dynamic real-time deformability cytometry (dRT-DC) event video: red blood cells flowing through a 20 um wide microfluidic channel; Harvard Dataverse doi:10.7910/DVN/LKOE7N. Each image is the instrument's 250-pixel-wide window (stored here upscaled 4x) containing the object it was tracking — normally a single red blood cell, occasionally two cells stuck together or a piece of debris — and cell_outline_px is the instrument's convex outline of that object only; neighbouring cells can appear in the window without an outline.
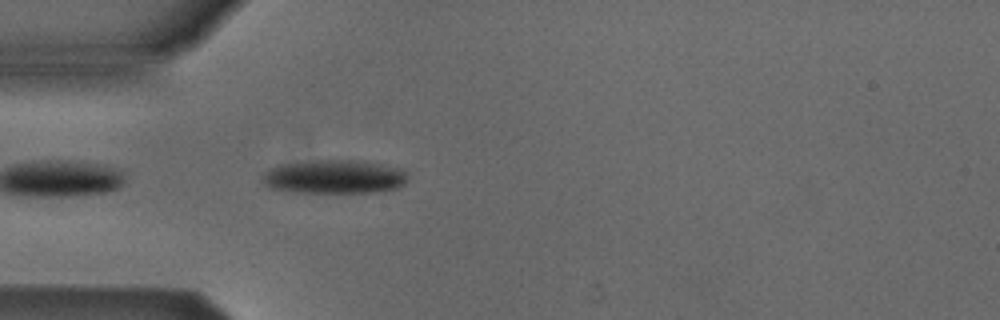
{"species": "Egyptian fruit bat (a non-hibernating species)", "species_latin": "Rousettus aegyptiacus", "temperature_condition": "cold", "stored_images_in_passage": 22, "camera_frame_rate_fps": 3000, "um_per_image_px": 0.085, "animal": {"sex": "male"}, "frame": {"image": 1, "passage_image": 1, "time_ms": 0.0, "image_size_px": [1000, 320], "cell_outline_px": [[408, 180], [404, 184], [396, 188], [372, 192], [292, 192], [268, 188], [264, 184], [260, 176], [264, 172], [280, 164], [316, 160], [352, 160], [380, 164], [404, 168], [408, 172]], "centroid_in_image_um": [28.41, 15.02], "position_along_channel_um": 56.6, "area_um2": 28.78}}